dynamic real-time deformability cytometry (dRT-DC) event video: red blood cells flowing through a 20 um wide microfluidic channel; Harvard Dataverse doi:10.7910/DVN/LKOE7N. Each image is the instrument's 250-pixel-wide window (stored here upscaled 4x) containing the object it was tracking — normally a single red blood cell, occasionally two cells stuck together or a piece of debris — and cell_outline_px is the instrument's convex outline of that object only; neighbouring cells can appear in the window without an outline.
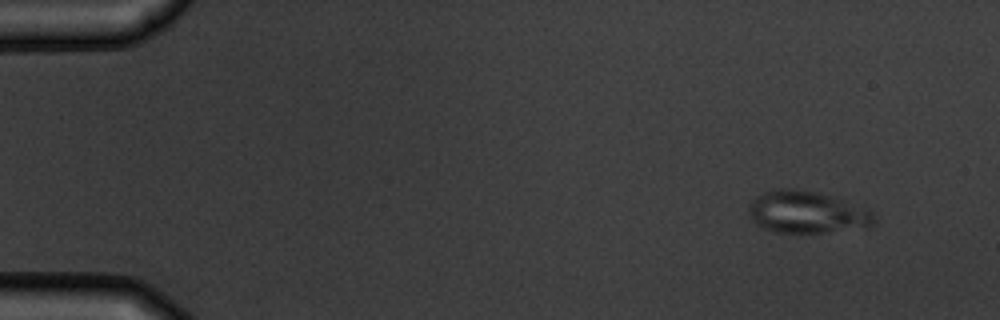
{"species": "common noctule bat (a hibernating species)", "species_latin": "Nyctalus noctula", "temperature_condition": "warm", "stored_images_in_passage": 5, "camera_frame_rate_fps": 3000, "um_per_image_px": 0.085, "animal": {"sex": "male", "body_mass_g": 19.5, "forearm_length_mm": 54.6}, "frame": {"image": 1, "passage_image": 1, "time_ms": 0.0, "image_size_px": [1000, 320], "cell_outline_px": [[876, 220], [868, 228], [820, 232], [776, 232], [764, 228], [756, 224], [748, 216], [748, 204], [756, 196], [764, 192], [776, 188], [792, 188], [816, 192], [832, 196], [868, 208], [876, 212]], "centroid_in_image_um": [68.61, 18.03], "position_along_channel_um": 16.4, "area_um2": 31.15}}